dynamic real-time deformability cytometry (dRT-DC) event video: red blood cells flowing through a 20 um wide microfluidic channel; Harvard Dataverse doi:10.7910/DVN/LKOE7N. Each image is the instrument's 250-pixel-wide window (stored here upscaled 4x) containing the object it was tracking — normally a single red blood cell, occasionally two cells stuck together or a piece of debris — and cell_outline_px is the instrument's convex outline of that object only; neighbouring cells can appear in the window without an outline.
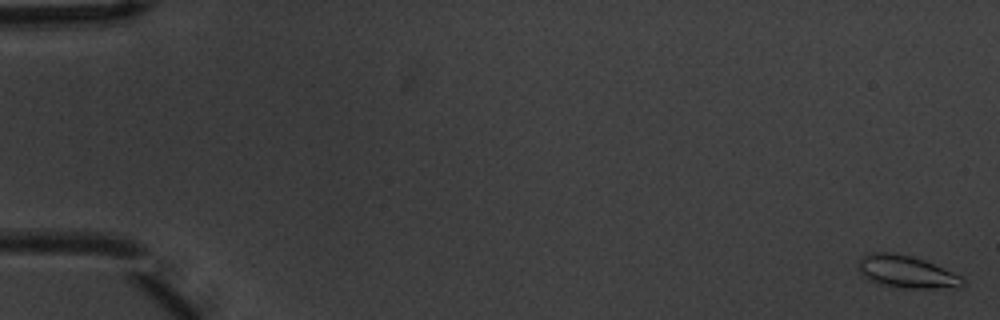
{"species": "common noctule bat (a hibernating species)", "species_latin": "Nyctalus noctula", "temperature_condition": "warm", "stored_images_in_passage": 6, "camera_frame_rate_fps": 3000, "um_per_image_px": 0.085, "animal": {"sex": "male", "body_mass_g": 20.1, "forearm_length_mm": 53.5}, "frame": {"image": 1, "passage_image": 1, "time_ms": 0.0, "image_size_px": [1000, 320], "cell_outline_px": [[964, 284], [956, 288], [900, 288], [880, 284], [864, 276], [860, 272], [856, 264], [860, 256], [872, 252], [892, 252], [912, 256], [924, 260], [952, 272], [960, 276], [964, 280]], "centroid_in_image_um": [77.01, 23.09], "position_along_channel_um": 8.0, "area_um2": 19.71}}
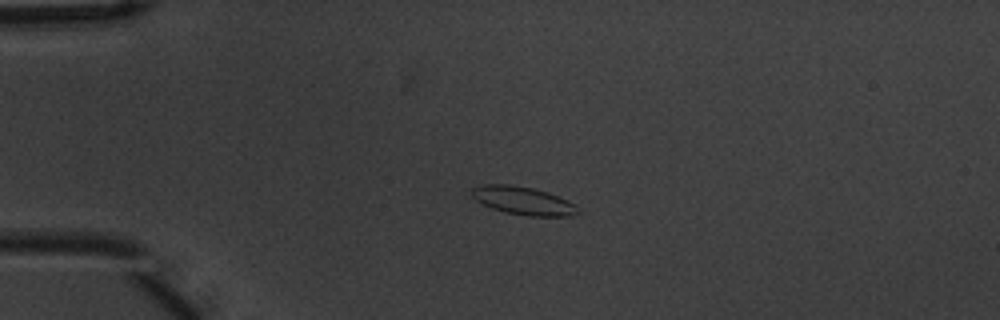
{"frame": {"image": 2, "passage_image": 4, "time_ms": 1.0, "image_size_px": [1000, 320], "cell_outline_px": [[580, 212], [568, 216], [528, 216], [504, 212], [492, 208], [476, 200], [472, 196], [472, 188], [484, 184], [508, 184], [532, 188], [548, 192], [576, 204], [580, 208]], "centroid_in_image_um": [44.49, 17.06], "position_along_channel_um": 40.5, "area_um2": 17.34}}